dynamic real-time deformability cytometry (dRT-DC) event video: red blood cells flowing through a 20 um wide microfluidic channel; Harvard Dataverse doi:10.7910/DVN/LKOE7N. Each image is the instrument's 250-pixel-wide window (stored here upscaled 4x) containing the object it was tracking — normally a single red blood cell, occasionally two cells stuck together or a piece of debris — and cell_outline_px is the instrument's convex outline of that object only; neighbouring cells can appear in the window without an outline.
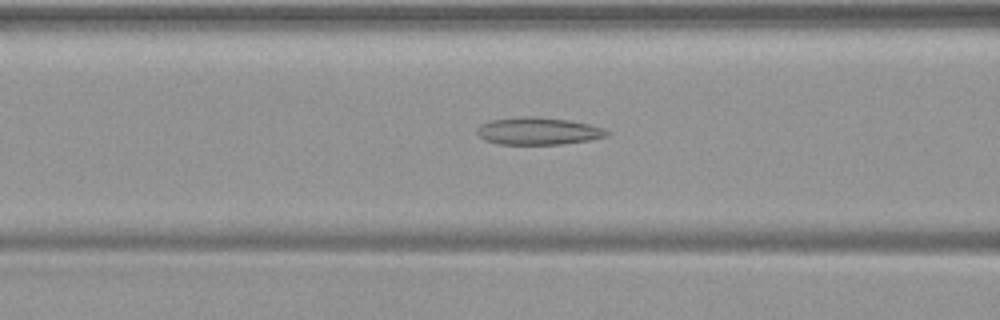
{"species": "common noctule bat (a hibernating species)", "species_latin": "Nyctalus noctula", "temperature_condition": "warm", "stored_images_in_passage": 50, "camera_frame_rate_fps": 3000, "um_per_image_px": 0.085, "animal": {"sex": "female", "body_mass_g": 19.9}, "frame": {"image": 1, "passage_image": 20, "time_ms": 6.333, "image_size_px": [1000, 320], "cell_outline_px": [[608, 136], [592, 140], [560, 144], [496, 144], [484, 140], [476, 132], [476, 128], [480, 124], [488, 120], [520, 116], [536, 116], [568, 120], [588, 124], [604, 128], [608, 132]], "centroid_in_image_um": [45.7, 11.13], "position_along_channel_um": 120.9, "area_um2": 20.92}}
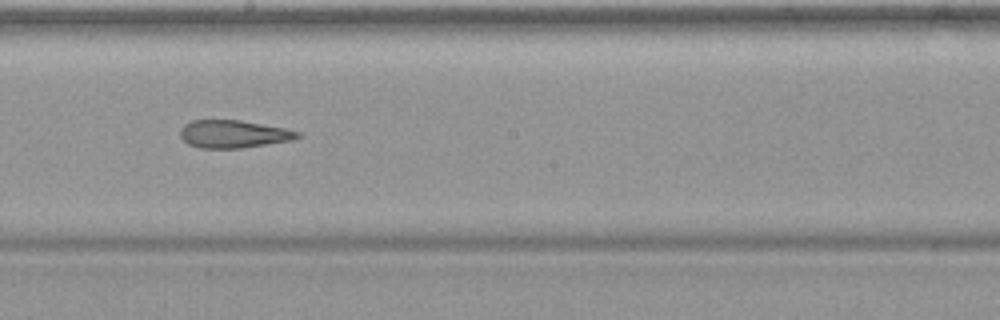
{"frame": {"image": 2, "passage_image": 28, "time_ms": 9.0, "image_size_px": [1000, 320], "cell_outline_px": [[300, 136], [292, 140], [240, 148], [200, 148], [188, 144], [180, 136], [180, 128], [184, 124], [192, 120], [240, 120], [284, 128], [300, 132]], "centroid_in_image_um": [19.81, 11.39], "position_along_channel_um": 228.4, "area_um2": 18.84}}
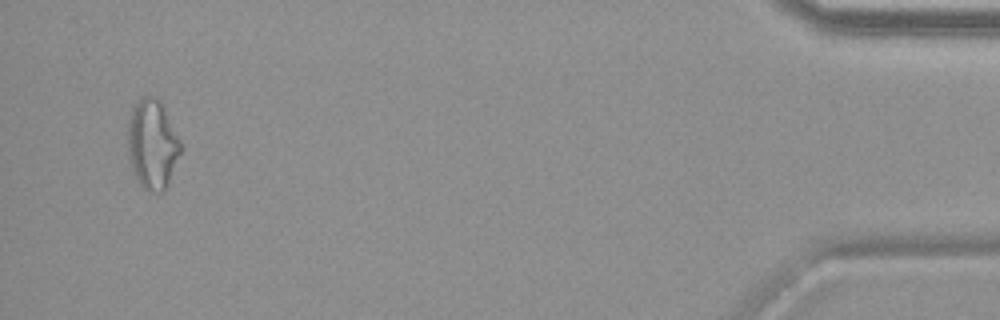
{"frame": {"image": 3, "passage_image": 48, "time_ms": 15.667, "image_size_px": [1000, 320], "cell_outline_px": [[180, 152], [168, 184], [160, 192], [148, 192], [136, 180], [132, 168], [128, 152], [128, 124], [132, 108], [144, 96], [156, 96], [160, 100], [180, 140]], "centroid_in_image_um": [12.94, 12.27], "position_along_channel_um": 422.3, "area_um2": 27.17}}